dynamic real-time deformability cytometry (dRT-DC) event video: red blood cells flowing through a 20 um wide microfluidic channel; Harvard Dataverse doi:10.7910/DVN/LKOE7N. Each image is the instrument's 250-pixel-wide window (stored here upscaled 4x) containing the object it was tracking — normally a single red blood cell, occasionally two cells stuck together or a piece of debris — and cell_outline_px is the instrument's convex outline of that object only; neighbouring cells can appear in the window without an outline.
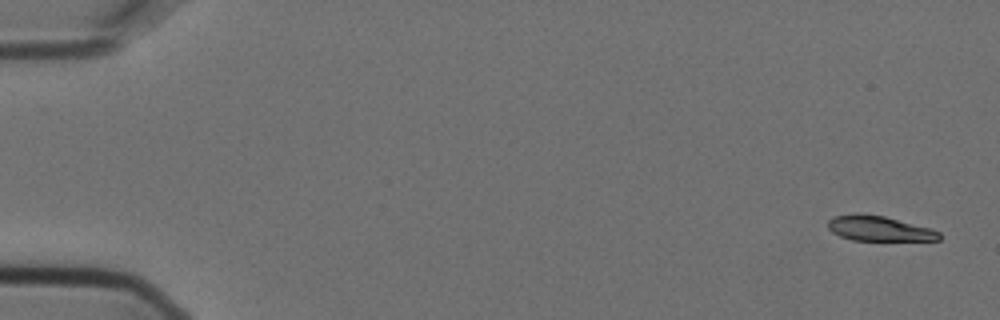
{"species": "Egyptian fruit bat (a non-hibernating species)", "species_latin": "Rousettus aegyptiacus", "temperature_condition": "cold", "stored_images_in_passage": 7, "camera_frame_rate_fps": 3000, "um_per_image_px": 0.085, "animal": {"sex": "female"}, "frame": {"image": 1, "passage_image": 1, "time_ms": 0.0, "image_size_px": [1000, 320], "cell_outline_px": [[940, 240], [852, 240], [840, 236], [832, 232], [828, 228], [828, 220], [832, 216], [856, 212], [884, 216], [928, 228], [940, 232]], "centroid_in_image_um": [74.64, 19.41], "position_along_channel_um": 10.4, "area_um2": 16.18}}
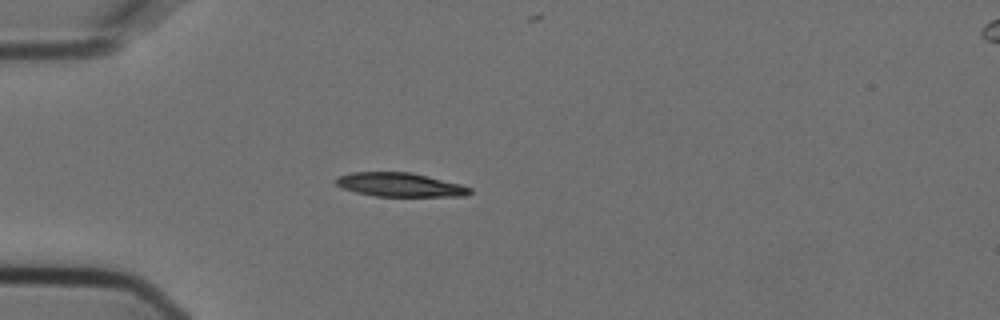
{"frame": {"image": 2, "passage_image": 5, "time_ms": 1.333, "image_size_px": [1000, 320], "cell_outline_px": [[472, 192], [464, 196], [376, 196], [356, 192], [344, 188], [336, 184], [336, 180], [340, 176], [352, 172], [412, 172], [460, 184], [472, 188]], "centroid_in_image_um": [34.03, 15.7], "position_along_channel_um": 51.0, "area_um2": 18.44}}